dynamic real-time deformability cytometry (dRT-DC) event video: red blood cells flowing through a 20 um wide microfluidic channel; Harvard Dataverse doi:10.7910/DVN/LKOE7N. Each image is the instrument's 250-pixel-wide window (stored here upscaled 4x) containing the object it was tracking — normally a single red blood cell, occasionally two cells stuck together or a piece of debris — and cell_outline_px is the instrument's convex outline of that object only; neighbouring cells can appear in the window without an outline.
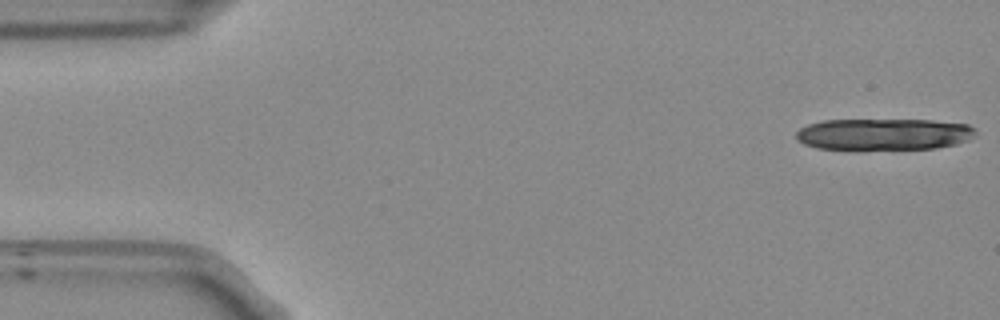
{"species": "Egyptian fruit bat (a non-hibernating species)", "species_latin": "Rousettus aegyptiacus", "temperature_condition": "room temperature", "stored_images_in_passage": 14, "camera_frame_rate_fps": 3000, "um_per_image_px": 0.085, "frame": {"image": 1, "passage_image": 1, "time_ms": 0.0, "image_size_px": [1000, 320], "cell_outline_px": [[976, 132], [968, 140], [956, 144], [936, 148], [864, 152], [848, 152], [816, 148], [804, 144], [796, 140], [796, 132], [800, 128], [808, 124], [824, 120], [932, 120], [968, 124], [976, 128]], "centroid_in_image_um": [75.05, 11.46], "position_along_channel_um": 9.9, "area_um2": 34.62}}